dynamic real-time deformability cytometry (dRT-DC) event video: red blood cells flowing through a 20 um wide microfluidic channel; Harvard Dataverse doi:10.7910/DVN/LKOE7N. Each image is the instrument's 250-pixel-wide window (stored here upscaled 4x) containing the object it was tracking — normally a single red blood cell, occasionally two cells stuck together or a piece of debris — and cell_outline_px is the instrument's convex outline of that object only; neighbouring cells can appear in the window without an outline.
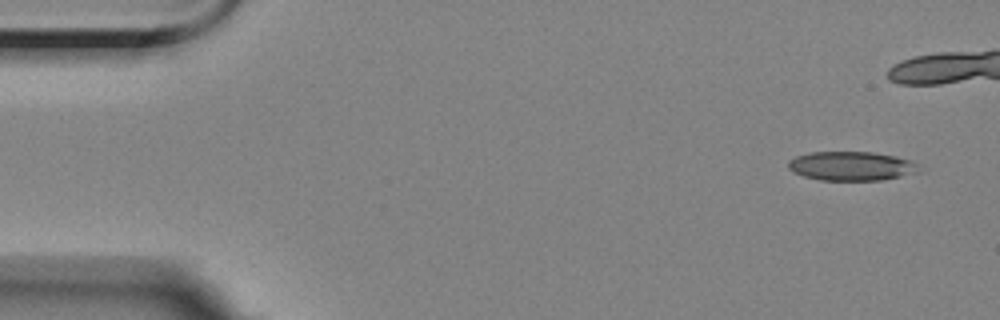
{"species": "Egyptian fruit bat (a non-hibernating species)", "species_latin": "Rousettus aegyptiacus", "temperature_condition": "room temperature", "stored_images_in_passage": 11, "camera_frame_rate_fps": 3000, "um_per_image_px": 0.085, "animal": {"sex": "female"}, "frame": {"image": 1, "passage_image": 1, "time_ms": 0.0, "image_size_px": [1000, 320], "cell_outline_px": [[916, 164], [900, 176], [880, 180], [820, 180], [804, 176], [788, 168], [788, 160], [796, 156], [812, 152], [872, 152], [896, 156], [912, 160]], "centroid_in_image_um": [72.22, 14.09], "position_along_channel_um": 12.8, "area_um2": 21.39}}